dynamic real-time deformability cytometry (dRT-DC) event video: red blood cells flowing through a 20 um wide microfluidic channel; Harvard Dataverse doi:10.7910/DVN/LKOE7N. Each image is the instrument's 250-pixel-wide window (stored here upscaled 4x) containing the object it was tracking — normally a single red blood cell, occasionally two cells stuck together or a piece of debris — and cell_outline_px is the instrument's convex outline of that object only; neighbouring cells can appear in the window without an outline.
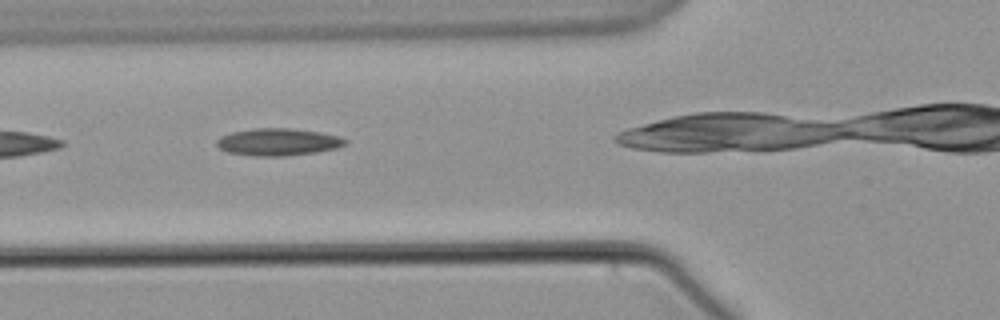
{"species": "common noctule bat (a hibernating species)", "species_latin": "Nyctalus noctula", "temperature_condition": "warm", "stored_images_in_passage": 5, "camera_frame_rate_fps": 3000, "um_per_image_px": 0.085, "animal": {"sex": "male", "body_mass_g": 21.5, "forearm_length_mm": 52.0}, "frame": {"image": 1, "passage_image": 2, "time_ms": 1.333, "image_size_px": [1000, 320], "cell_outline_px": [[348, 140], [344, 144], [336, 148], [316, 152], [284, 156], [252, 156], [228, 152], [220, 148], [216, 144], [216, 140], [220, 136], [232, 132], [256, 128], [292, 128], [320, 132], [340, 136]], "centroid_in_image_um": [23.63, 12.06], "position_along_channel_um": 102.2, "area_um2": 20.4}}